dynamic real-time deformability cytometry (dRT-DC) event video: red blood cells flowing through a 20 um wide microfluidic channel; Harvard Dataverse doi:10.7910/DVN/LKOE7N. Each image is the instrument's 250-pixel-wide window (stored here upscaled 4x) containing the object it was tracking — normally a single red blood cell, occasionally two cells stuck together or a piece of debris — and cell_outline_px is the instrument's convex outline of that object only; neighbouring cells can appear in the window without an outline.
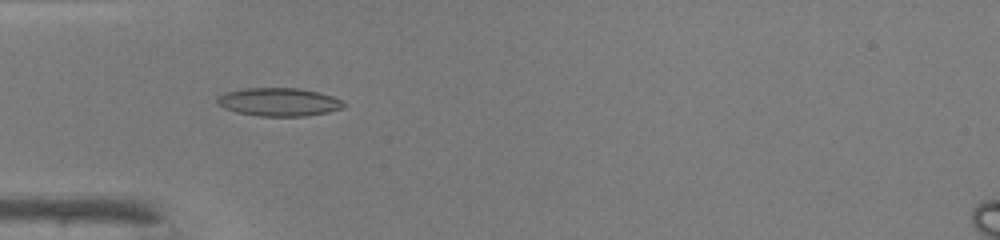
{"species": "common noctule bat (a hibernating species)", "species_latin": "Nyctalus noctula", "temperature_condition": "warm", "stored_images_in_passage": 46, "camera_frame_rate_fps": 3000, "um_per_image_px": 0.085, "animal": {"sex": "male", "body_mass_g": 19.0, "forearm_length_mm": 50.8}, "frame": {"image": 1, "passage_image": 14, "time_ms": 4.333, "image_size_px": [1000, 240], "cell_outline_px": [[348, 104], [340, 108], [328, 112], [304, 116], [260, 116], [236, 112], [224, 108], [216, 104], [216, 96], [224, 92], [244, 88], [300, 88], [320, 92], [344, 100]], "centroid_in_image_um": [23.69, 8.66], "position_along_channel_um": 61.3, "area_um2": 21.1}}
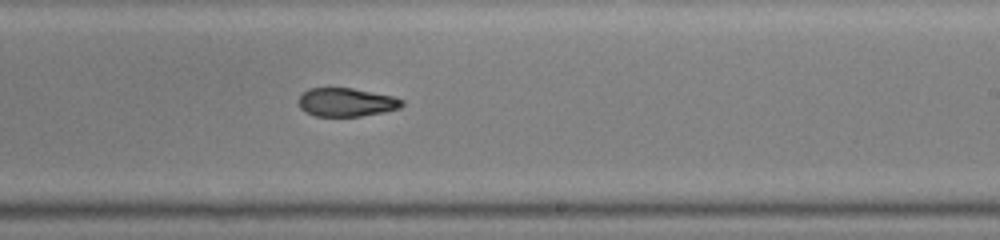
{"frame": {"image": 2, "passage_image": 28, "time_ms": 9.0, "image_size_px": [1000, 240], "cell_outline_px": [[404, 104], [400, 108], [384, 112], [360, 116], [316, 116], [304, 112], [300, 108], [300, 96], [308, 88], [352, 88], [392, 96], [404, 100]], "centroid_in_image_um": [29.45, 8.69], "position_along_channel_um": 259.5, "area_um2": 17.11}}
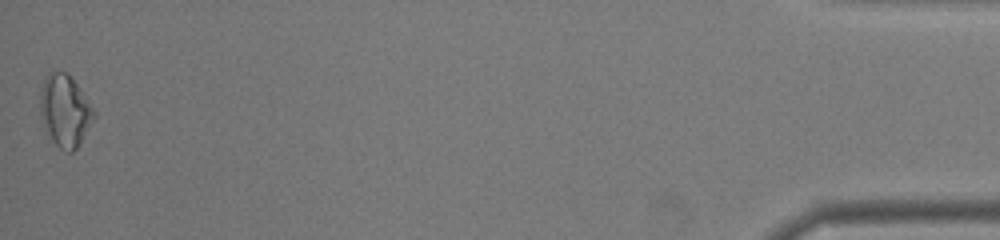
{"frame": {"image": 3, "passage_image": 46, "time_ms": 15.0, "image_size_px": [1000, 240], "cell_outline_px": [[96, 116], [76, 148], [72, 152], [68, 152], [60, 148], [52, 140], [44, 128], [40, 120], [40, 92], [44, 76], [52, 72], [68, 72], [96, 112]], "centroid_in_image_um": [5.5, 9.4], "position_along_channel_um": 429.7, "area_um2": 22.48}, "authors_computed_cell_mechanics": {"area_um2": 18.9295, "velocity_mm_per_s": 4.3221, "shape_relaxation_time_tau1_ms": null, "shape_relaxation_time_tau2_ms": 3.4041, "deformation_change_tau1": null, "deformation_change_tau2": 0.1119}}